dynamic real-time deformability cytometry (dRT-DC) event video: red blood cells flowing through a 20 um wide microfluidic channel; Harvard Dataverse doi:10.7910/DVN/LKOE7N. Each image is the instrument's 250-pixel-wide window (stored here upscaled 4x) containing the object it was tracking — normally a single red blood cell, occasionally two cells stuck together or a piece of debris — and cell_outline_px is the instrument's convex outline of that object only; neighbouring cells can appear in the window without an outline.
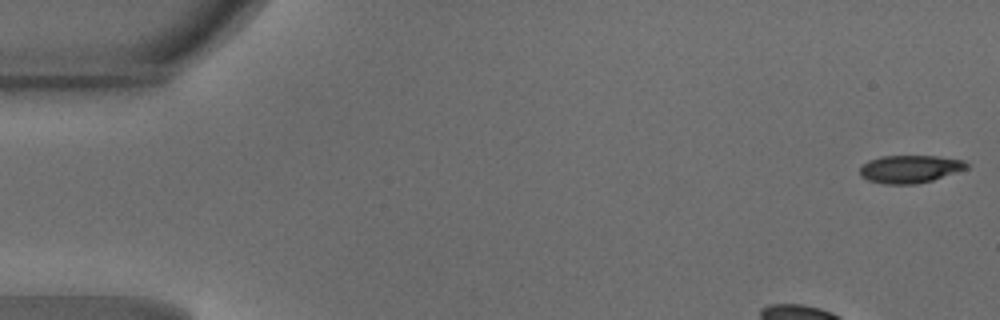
{"species": "common noctule bat (a hibernating species)", "species_latin": "Nyctalus noctula", "temperature_condition": "warm", "stored_images_in_passage": 40, "camera_frame_rate_fps": 3000, "um_per_image_px": 0.085, "animal": {"sex": "male", "body_mass_g": 18.8}, "frame": {"image": 1, "passage_image": 1, "time_ms": 0.0, "image_size_px": [1000, 320], "cell_outline_px": [[968, 168], [932, 180], [916, 184], [884, 184], [868, 180], [860, 176], [860, 168], [868, 160], [880, 156], [936, 156], [964, 160], [968, 164]], "centroid_in_image_um": [77.33, 14.36], "position_along_channel_um": 7.7, "area_um2": 17.22}}
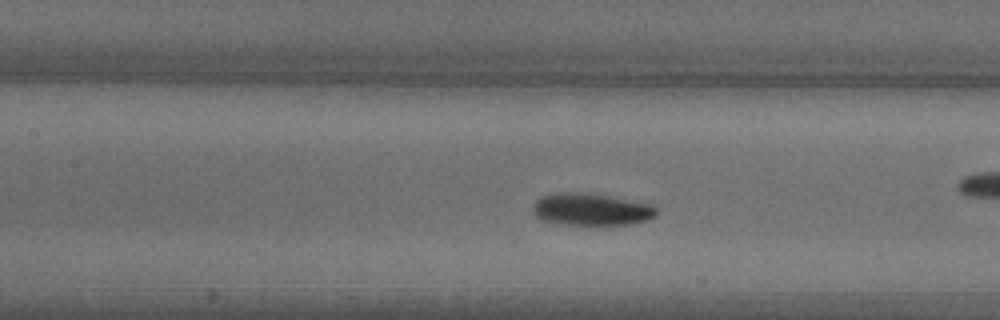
{"frame": {"image": 2, "passage_image": 19, "time_ms": 6.0, "image_size_px": [1000, 320], "cell_outline_px": [[656, 216], [648, 220], [632, 224], [560, 224], [540, 220], [532, 212], [532, 208], [536, 200], [540, 196], [560, 192], [592, 192], [656, 204]], "centroid_in_image_um": [50.28, 17.77], "position_along_channel_um": 157.1, "area_um2": 23.76}}
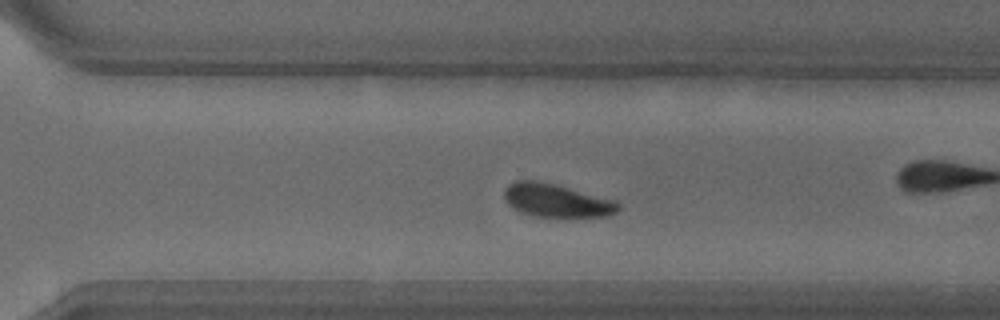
{"frame": {"image": 3, "passage_image": 31, "time_ms": 10.0, "image_size_px": [1000, 320], "cell_outline_px": [[620, 208], [616, 212], [608, 216], [532, 216], [520, 212], [512, 208], [508, 204], [504, 196], [504, 188], [508, 184], [516, 180], [536, 180], [616, 200], [620, 204]], "centroid_in_image_um": [47.27, 17.04], "position_along_channel_um": 323.3, "area_um2": 21.91}}